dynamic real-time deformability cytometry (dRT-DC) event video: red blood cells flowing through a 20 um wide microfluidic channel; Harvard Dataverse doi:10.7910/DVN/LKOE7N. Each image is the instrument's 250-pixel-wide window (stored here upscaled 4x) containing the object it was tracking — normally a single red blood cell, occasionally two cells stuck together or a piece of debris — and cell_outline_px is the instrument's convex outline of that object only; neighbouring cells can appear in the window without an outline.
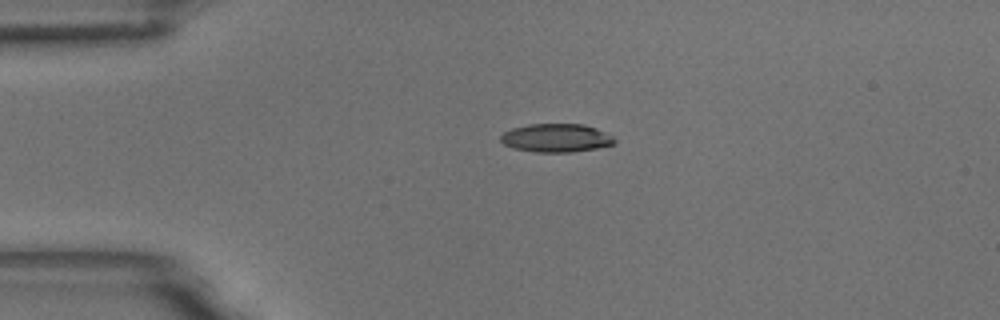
{"species": "common noctule bat (a hibernating species)", "species_latin": "Nyctalus noctula", "temperature_condition": "room temperature", "stored_images_in_passage": 2, "camera_frame_rate_fps": 3000, "um_per_image_px": 0.085, "animal": {"sex": "male", "body_mass_g": 18.8}, "frame": {"image": 1, "passage_image": 1, "time_ms": 0.0, "image_size_px": [1000, 320], "cell_outline_px": [[616, 144], [596, 148], [572, 152], [536, 152], [512, 148], [504, 144], [500, 140], [500, 136], [504, 132], [512, 128], [528, 124], [584, 124], [596, 128], [612, 136], [616, 140]], "centroid_in_image_um": [47.27, 11.72], "position_along_channel_um": 37.7, "area_um2": 18.9}}